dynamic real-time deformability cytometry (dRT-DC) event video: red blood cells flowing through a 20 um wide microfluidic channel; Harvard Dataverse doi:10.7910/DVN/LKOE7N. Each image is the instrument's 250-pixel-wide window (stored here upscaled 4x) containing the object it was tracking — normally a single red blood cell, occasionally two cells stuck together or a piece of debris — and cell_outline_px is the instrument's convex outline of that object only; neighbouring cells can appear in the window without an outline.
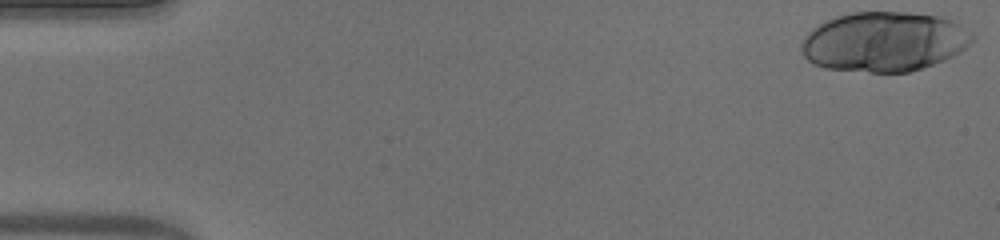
{"species": "human", "species_latin": "Homo sapiens", "temperature_condition": "warm", "stored_images_in_passage": 44, "segment_of_instrument_passage": [1, 2], "camera_frame_rate_fps": 3000, "um_per_image_px": 0.085, "donor": {"sex": "male"}, "frame": {"image": 1, "passage_image": 1, "time_ms": 0.0, "image_size_px": [1000, 240], "cell_outline_px": [[976, 36], [960, 52], [944, 60], [908, 72], [872, 72], [828, 68], [816, 64], [808, 60], [800, 52], [800, 44], [804, 36], [812, 28], [836, 16], [852, 12], [908, 12], [940, 16], [952, 20], [960, 24], [972, 32]], "centroid_in_image_um": [75.15, 3.53], "position_along_channel_um": 9.8, "area_um2": 59.48}}
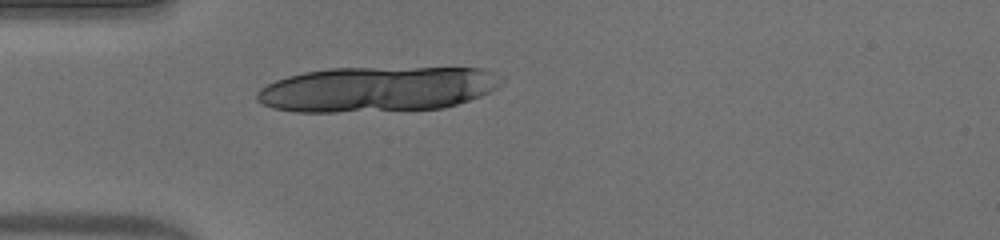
{"frame": {"image": 2, "passage_image": 15, "time_ms": 4.667, "image_size_px": [1000, 240], "cell_outline_px": [[504, 80], [496, 88], [480, 96], [444, 108], [336, 112], [296, 112], [272, 108], [260, 104], [256, 100], [256, 92], [260, 88], [276, 80], [288, 76], [304, 72], [328, 68], [480, 68], [496, 72], [504, 76]], "centroid_in_image_um": [32.04, 7.57], "position_along_channel_um": 53.0, "area_um2": 64.62}}